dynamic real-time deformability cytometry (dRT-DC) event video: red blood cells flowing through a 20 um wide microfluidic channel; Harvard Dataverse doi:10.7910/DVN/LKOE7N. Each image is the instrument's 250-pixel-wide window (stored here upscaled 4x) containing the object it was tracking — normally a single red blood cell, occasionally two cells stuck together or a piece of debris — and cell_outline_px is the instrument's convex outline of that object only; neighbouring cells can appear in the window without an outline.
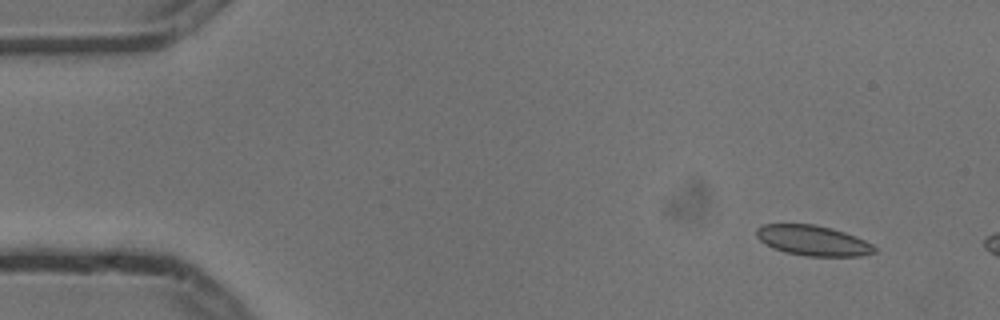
{"species": "common noctule bat (a hibernating species)", "species_latin": "Nyctalus noctula", "temperature_condition": "cold", "stored_images_in_passage": 3, "camera_frame_rate_fps": 3000, "um_per_image_px": 0.085, "animal": {"sex": "male", "body_mass_g": 13.3}, "frame": {"image": 1, "passage_image": 1, "time_ms": 0.0, "image_size_px": [1000, 320], "cell_outline_px": [[876, 252], [860, 256], [804, 256], [784, 252], [772, 248], [764, 244], [756, 236], [756, 228], [760, 224], [816, 224], [832, 228], [856, 236], [872, 244], [876, 248]], "centroid_in_image_um": [69.07, 20.44], "position_along_channel_um": 15.9, "area_um2": 21.04}}